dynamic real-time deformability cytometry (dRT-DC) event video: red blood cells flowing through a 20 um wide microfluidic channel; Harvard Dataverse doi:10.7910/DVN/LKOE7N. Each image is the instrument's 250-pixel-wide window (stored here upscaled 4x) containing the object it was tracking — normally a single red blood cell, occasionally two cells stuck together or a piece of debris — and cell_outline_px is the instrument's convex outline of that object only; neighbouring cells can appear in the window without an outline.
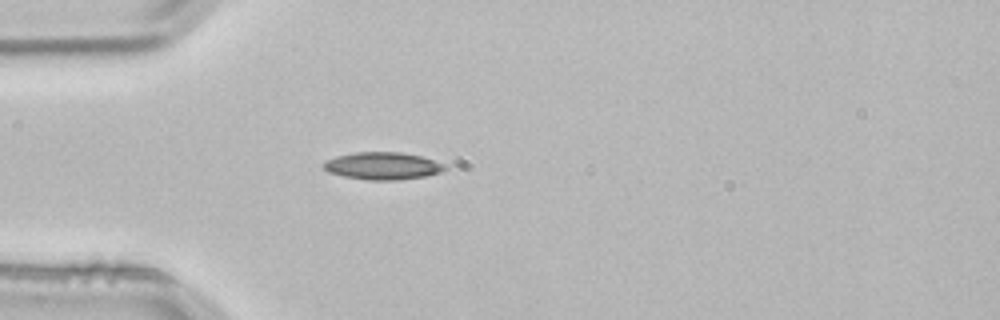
{"species": "common noctule bat (a hibernating species)", "species_latin": "Nyctalus noctula", "temperature_condition": "room temperature", "stored_images_in_passage": 3, "camera_frame_rate_fps": 3000, "um_per_image_px": 0.085, "animal": {"sex": "male", "body_mass_g": 21.5, "forearm_length_mm": 52.0}, "frame": {"image": 1, "passage_image": 3, "time_ms": 0.667, "image_size_px": [1000, 320], "cell_outline_px": [[448, 168], [440, 172], [424, 176], [400, 180], [368, 180], [344, 176], [328, 172], [320, 164], [324, 160], [336, 156], [356, 152], [400, 152], [420, 156], [444, 164]], "centroid_in_image_um": [32.48, 14.1], "position_along_channel_um": 52.5, "area_um2": 19.36}}